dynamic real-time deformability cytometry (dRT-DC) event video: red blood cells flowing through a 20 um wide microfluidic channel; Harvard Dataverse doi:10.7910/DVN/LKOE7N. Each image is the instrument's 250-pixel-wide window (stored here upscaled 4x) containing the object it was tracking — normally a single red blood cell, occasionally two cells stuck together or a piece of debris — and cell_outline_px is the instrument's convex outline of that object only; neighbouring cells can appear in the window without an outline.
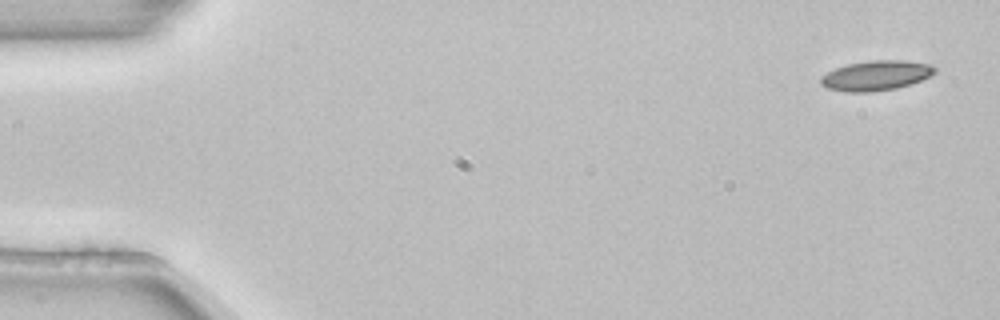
{"species": "common noctule bat (a hibernating species)", "species_latin": "Nyctalus noctula", "temperature_condition": "room temperature", "stored_images_in_passage": 5, "camera_frame_rate_fps": 3000, "um_per_image_px": 0.085, "animal": {"sex": "female", "body_mass_g": 22.7, "forearm_length_mm": 54.2}, "frame": {"image": 1, "passage_image": 1, "time_ms": 0.0, "image_size_px": [1000, 320], "cell_outline_px": [[936, 72], [912, 84], [896, 88], [872, 92], [848, 92], [828, 88], [820, 84], [820, 76], [836, 68], [848, 64], [872, 60], [904, 60], [928, 64], [936, 68]], "centroid_in_image_um": [74.45, 6.42], "position_along_channel_um": 10.6, "area_um2": 19.77}}
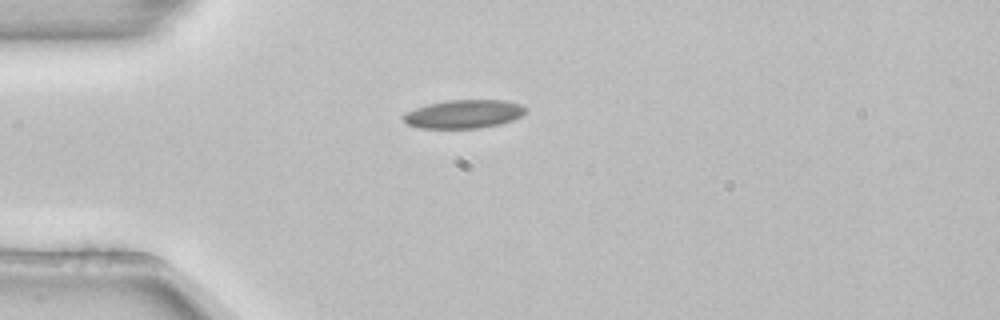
{"frame": {"image": 2, "passage_image": 4, "time_ms": 1.0, "image_size_px": [1000, 320], "cell_outline_px": [[528, 108], [520, 116], [512, 120], [500, 124], [480, 128], [420, 128], [408, 124], [400, 116], [404, 112], [428, 104], [448, 100], [504, 100], [520, 104]], "centroid_in_image_um": [39.4, 9.69], "position_along_channel_um": 45.6, "area_um2": 20.29}}
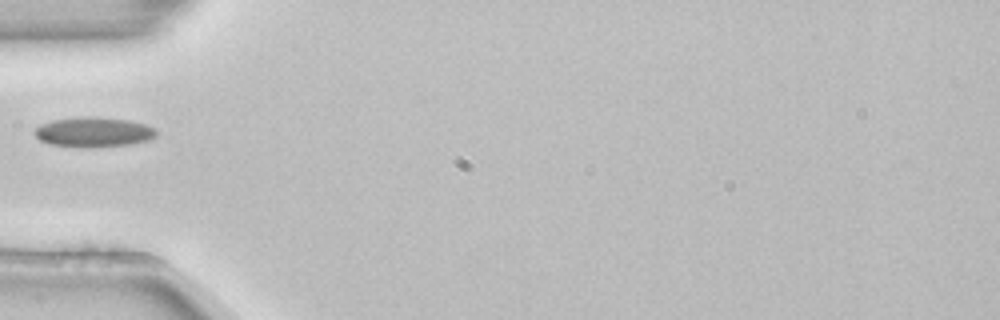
{"frame": {"image": 3, "passage_image": 5, "time_ms": 1.333, "image_size_px": [1000, 320], "cell_outline_px": [[156, 136], [148, 140], [128, 144], [88, 148], [48, 144], [40, 140], [36, 136], [36, 128], [40, 124], [52, 120], [128, 120], [144, 124], [156, 128]], "centroid_in_image_um": [7.97, 11.29], "position_along_channel_um": 77.0, "area_um2": 19.94}}